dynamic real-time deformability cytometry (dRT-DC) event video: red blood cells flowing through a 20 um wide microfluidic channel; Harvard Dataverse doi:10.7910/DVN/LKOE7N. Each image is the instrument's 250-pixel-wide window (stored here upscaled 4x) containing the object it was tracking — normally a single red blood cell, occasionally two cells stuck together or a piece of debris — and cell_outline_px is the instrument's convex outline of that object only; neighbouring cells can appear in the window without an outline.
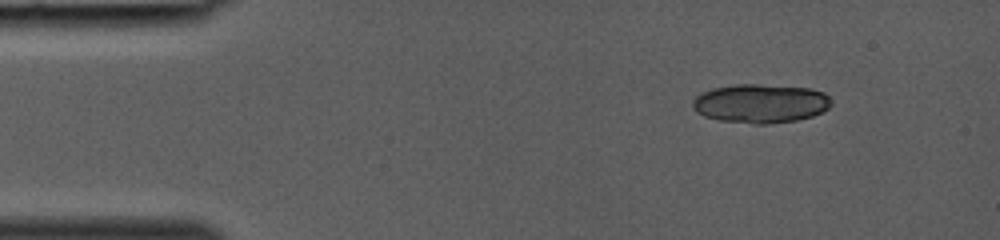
{"species": "common noctule bat (a hibernating species)", "species_latin": "Nyctalus noctula", "temperature_condition": "room temperature", "stored_images_in_passage": 33, "camera_frame_rate_fps": 3000, "um_per_image_px": 0.085, "animal": {"sex": "female", "body_mass_g": 19.0, "forearm_length_mm": 53.3}, "frame": {"image": 1, "passage_image": 1, "time_ms": 0.0, "image_size_px": [1000, 240], "cell_outline_px": [[832, 104], [824, 112], [812, 116], [796, 120], [768, 124], [752, 124], [720, 120], [704, 116], [696, 112], [692, 108], [692, 100], [696, 96], [712, 88], [736, 84], [760, 84], [812, 88], [824, 92], [832, 100]], "centroid_in_image_um": [64.66, 8.79], "position_along_channel_um": 20.3, "area_um2": 31.79}}
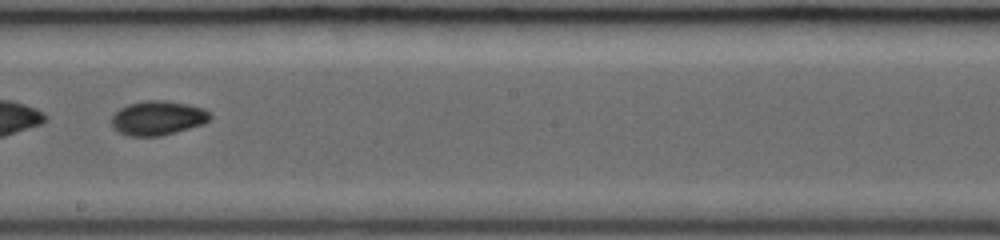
{"frame": {"image": 2, "passage_image": 19, "time_ms": 6.0, "image_size_px": [1000, 240], "cell_outline_px": [[212, 116], [204, 124], [160, 136], [128, 136], [120, 132], [112, 124], [112, 116], [120, 108], [128, 104], [148, 100], [164, 100], [188, 104], [204, 108], [212, 112]], "centroid_in_image_um": [13.46, 10.02], "position_along_channel_um": 234.7, "area_um2": 19.65}}
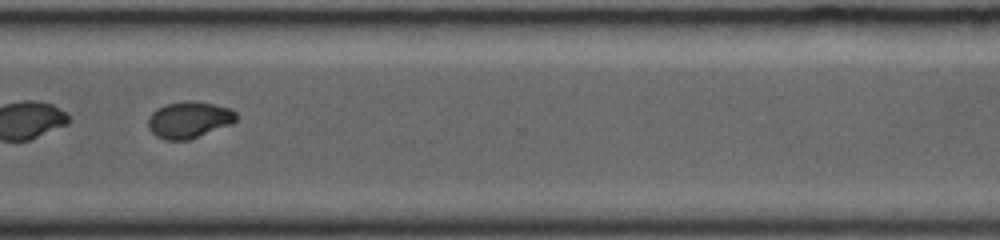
{"frame": {"image": 3, "passage_image": 26, "time_ms": 8.333, "image_size_px": [1000, 240], "cell_outline_px": [[236, 120], [232, 124], [188, 140], [164, 140], [156, 136], [148, 128], [148, 120], [152, 112], [156, 108], [164, 104], [188, 100], [212, 104], [232, 108], [236, 112]], "centroid_in_image_um": [16.06, 10.18], "position_along_channel_um": 354.5, "area_um2": 18.84}}